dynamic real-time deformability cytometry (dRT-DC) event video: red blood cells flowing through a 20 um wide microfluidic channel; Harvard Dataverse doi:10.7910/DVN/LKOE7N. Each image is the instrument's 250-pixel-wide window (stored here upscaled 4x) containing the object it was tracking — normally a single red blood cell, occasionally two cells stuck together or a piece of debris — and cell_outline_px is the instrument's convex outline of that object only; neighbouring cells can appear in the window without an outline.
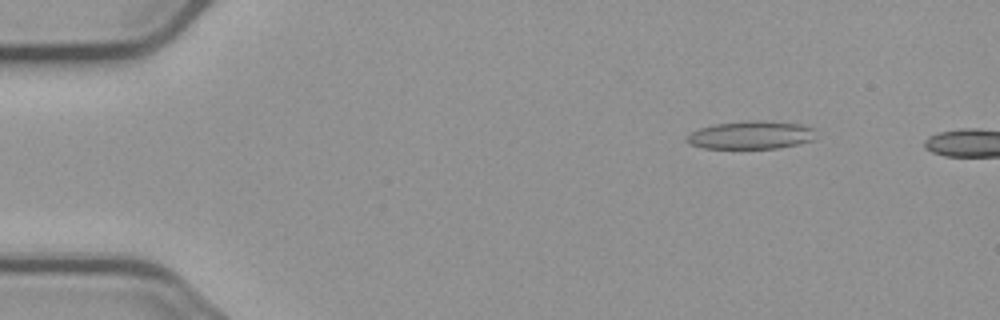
{"species": "common noctule bat (a hibernating species)", "species_latin": "Nyctalus noctula", "temperature_condition": "cold", "stored_images_in_passage": 4, "camera_frame_rate_fps": 3000, "um_per_image_px": 0.085, "animal": {"sex": "male", "body_mass_g": 23.1, "forearm_length_mm": 52.7}, "frame": {"image": 1, "passage_image": 2, "time_ms": 1.333, "image_size_px": [1000, 320], "cell_outline_px": [[812, 140], [796, 144], [776, 148], [704, 148], [688, 144], [684, 140], [684, 136], [700, 128], [716, 124], [764, 120], [800, 124], [812, 128]], "centroid_in_image_um": [63.74, 11.49], "position_along_channel_um": 21.3, "area_um2": 20.69}}